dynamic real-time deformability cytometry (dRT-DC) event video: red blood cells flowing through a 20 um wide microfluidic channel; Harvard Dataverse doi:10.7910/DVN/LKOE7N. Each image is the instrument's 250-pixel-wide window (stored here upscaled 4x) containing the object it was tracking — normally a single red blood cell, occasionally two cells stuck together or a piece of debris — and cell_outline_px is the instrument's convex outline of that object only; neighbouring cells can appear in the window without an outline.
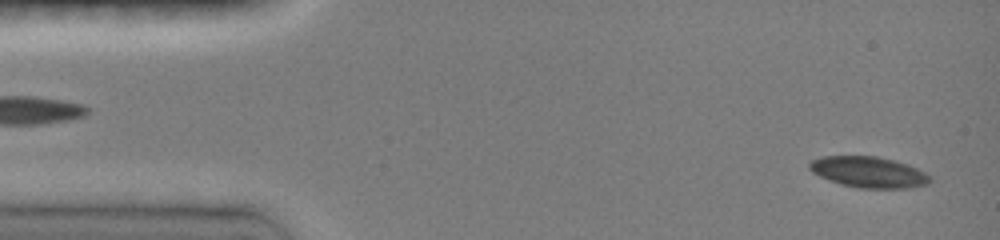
{"species": "common noctule bat (a hibernating species)", "species_latin": "Nyctalus noctula", "temperature_condition": "room temperature", "stored_images_in_passage": 45, "camera_frame_rate_fps": 3000, "um_per_image_px": 0.085, "animal": {"sex": "female", "body_mass_g": 19.0, "forearm_length_mm": 51.5}, "frame": {"image": 1, "passage_image": 1, "time_ms": 0.0, "image_size_px": [1000, 240], "cell_outline_px": [[932, 180], [928, 184], [908, 188], [860, 188], [840, 184], [828, 180], [812, 172], [808, 168], [808, 164], [812, 160], [824, 156], [876, 156], [908, 164], [932, 176]], "centroid_in_image_um": [73.84, 14.63], "position_along_channel_um": 11.2, "area_um2": 21.79}}
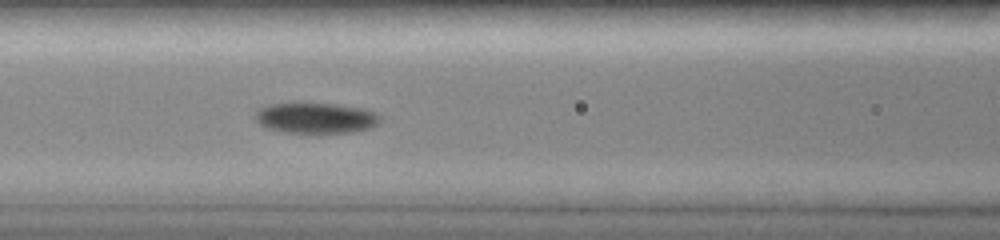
{"frame": {"image": 2, "passage_image": 18, "time_ms": 5.667, "image_size_px": [1000, 240], "cell_outline_px": [[380, 120], [372, 128], [352, 132], [320, 136], [308, 136], [284, 132], [268, 128], [260, 124], [256, 120], [256, 112], [260, 108], [268, 104], [336, 104], [364, 108], [376, 112], [380, 116]], "centroid_in_image_um": [26.89, 10.09], "position_along_channel_um": 139.7, "area_um2": 23.12}}
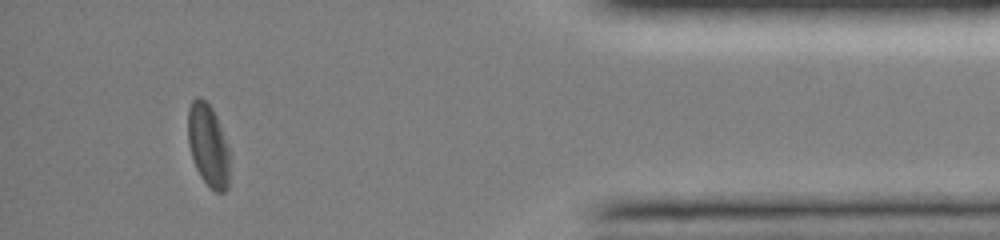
{"frame": {"image": 3, "passage_image": 41, "time_ms": 13.333, "image_size_px": [1000, 240], "cell_outline_px": [[228, 188], [224, 192], [216, 192], [200, 176], [196, 168], [188, 144], [188, 108], [192, 100], [196, 96], [200, 96], [212, 108], [216, 116], [228, 148]], "centroid_in_image_um": [17.67, 12.32], "position_along_channel_um": 417.5, "area_um2": 19.71}, "authors_computed_cell_mechanics": {"area_um2": 21.675, "velocity_mm_per_s": 4.0891, "shape_relaxation_time_tau1_ms": 2.4222, "shape_relaxation_time_tau2_ms": 3.1246, "deformation_change_tau1": 0.0957, "deformation_change_tau2": 0.0514}}